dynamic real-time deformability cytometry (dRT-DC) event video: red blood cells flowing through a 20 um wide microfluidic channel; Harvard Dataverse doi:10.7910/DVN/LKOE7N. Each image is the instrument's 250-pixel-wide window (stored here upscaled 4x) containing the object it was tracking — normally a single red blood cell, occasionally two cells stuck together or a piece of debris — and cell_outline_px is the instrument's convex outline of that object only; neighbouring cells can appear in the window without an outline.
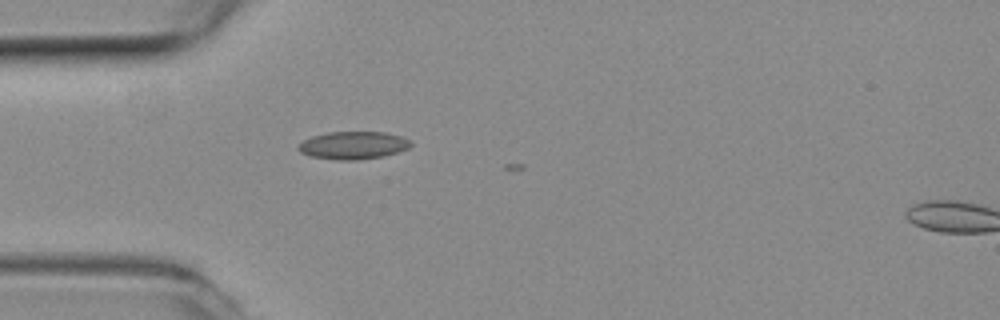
{"species": "common noctule bat (a hibernating species)", "species_latin": "Nyctalus noctula", "temperature_condition": "room temperature", "stored_images_in_passage": 3, "camera_frame_rate_fps": 3000, "um_per_image_px": 0.085, "animal": {"sex": "female", "body_mass_g": 19.3, "forearm_length_mm": 54.1}, "frame": {"image": 1, "passage_image": 1, "time_ms": 0.0, "image_size_px": [1000, 320], "cell_outline_px": [[412, 144], [408, 148], [384, 156], [356, 160], [336, 160], [312, 156], [300, 152], [296, 148], [304, 140], [312, 136], [328, 132], [384, 132], [400, 136], [408, 140]], "centroid_in_image_um": [30.0, 12.35], "position_along_channel_um": 55.0, "area_um2": 17.98}}